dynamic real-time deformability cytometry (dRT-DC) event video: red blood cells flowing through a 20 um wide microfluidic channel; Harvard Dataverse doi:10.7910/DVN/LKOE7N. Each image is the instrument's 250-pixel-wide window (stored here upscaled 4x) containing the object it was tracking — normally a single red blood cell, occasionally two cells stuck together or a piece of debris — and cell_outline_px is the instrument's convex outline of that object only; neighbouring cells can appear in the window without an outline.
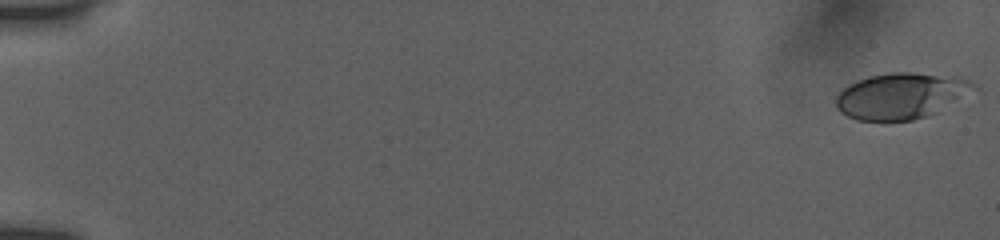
{"species": "human", "species_latin": "Homo sapiens", "temperature_condition": "room temperature", "stored_images_in_passage": 10, "camera_frame_rate_fps": 3000, "um_per_image_px": 0.085, "donor": {"sex": "female"}, "frame": {"image": 1, "passage_image": 1, "time_ms": 0.0, "image_size_px": [1000, 240], "cell_outline_px": [[980, 88], [936, 112], [928, 116], [912, 120], [884, 124], [856, 120], [840, 112], [836, 108], [836, 96], [848, 84], [868, 76], [896, 72], [912, 72], [960, 76], [976, 84]], "centroid_in_image_um": [76.59, 8.18], "position_along_channel_um": 8.4, "area_um2": 37.92}}